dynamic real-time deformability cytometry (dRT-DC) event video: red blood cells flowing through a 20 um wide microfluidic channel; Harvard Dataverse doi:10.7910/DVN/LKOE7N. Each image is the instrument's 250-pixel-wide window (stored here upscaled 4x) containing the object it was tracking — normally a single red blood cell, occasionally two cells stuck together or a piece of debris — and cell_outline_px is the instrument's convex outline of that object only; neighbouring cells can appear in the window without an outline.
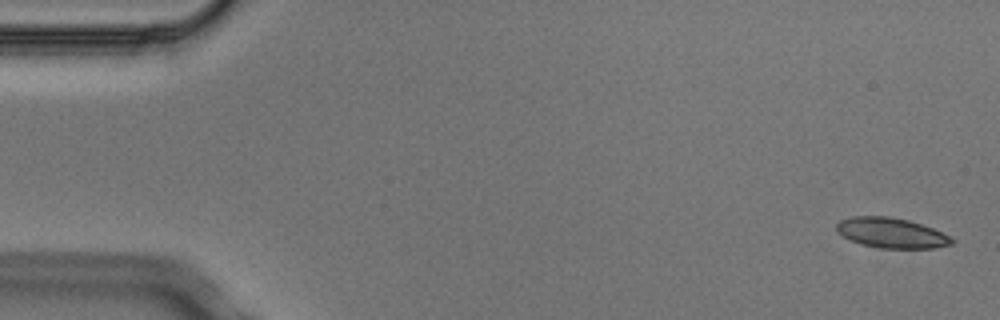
{"species": "Egyptian fruit bat (a non-hibernating species)", "species_latin": "Rousettus aegyptiacus", "temperature_condition": "cold", "stored_images_in_passage": 6, "camera_frame_rate_fps": 3000, "um_per_image_px": 0.085, "animal": {"sex": "male"}, "frame": {"image": 1, "passage_image": 1, "time_ms": 0.0, "image_size_px": [1000, 320], "cell_outline_px": [[956, 240], [952, 244], [932, 248], [880, 248], [860, 244], [836, 232], [836, 224], [840, 220], [852, 216], [888, 216], [908, 220], [932, 228]], "centroid_in_image_um": [75.73, 19.79], "position_along_channel_um": 9.3, "area_um2": 20.11}}
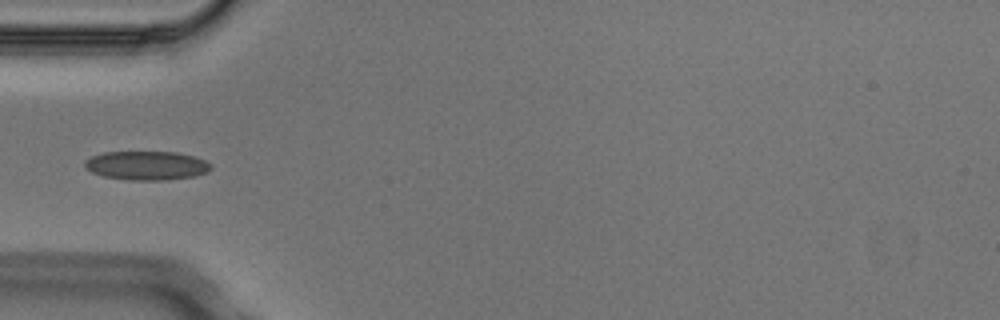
{"frame": {"image": 2, "passage_image": 5, "time_ms": 1.333, "image_size_px": [1000, 320], "cell_outline_px": [[212, 168], [208, 172], [196, 176], [168, 180], [128, 180], [104, 176], [92, 172], [84, 168], [84, 160], [92, 156], [104, 152], [176, 152], [196, 156], [212, 164]], "centroid_in_image_um": [12.49, 14.07], "position_along_channel_um": 72.5, "area_um2": 21.5}}
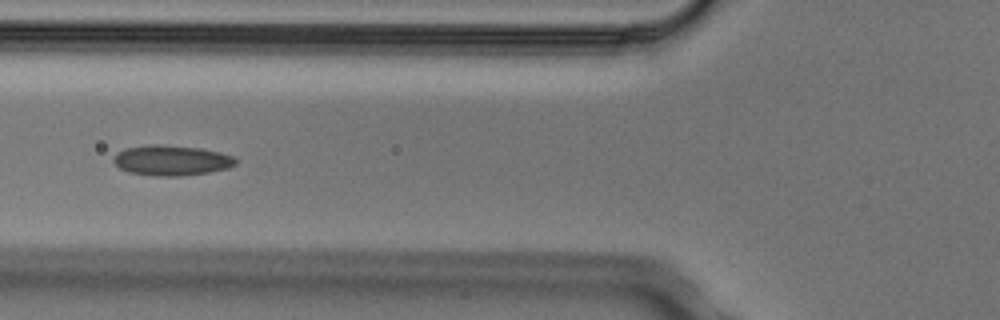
{"frame": {"image": 3, "passage_image": 6, "time_ms": 1.667, "image_size_px": [1000, 320], "cell_outline_px": [[236, 164], [228, 168], [208, 172], [180, 176], [156, 176], [128, 172], [120, 168], [112, 160], [116, 152], [124, 148], [148, 144], [160, 144], [200, 148], [220, 152], [236, 156]], "centroid_in_image_um": [14.56, 13.62], "position_along_channel_um": 111.2, "area_um2": 21.73}}